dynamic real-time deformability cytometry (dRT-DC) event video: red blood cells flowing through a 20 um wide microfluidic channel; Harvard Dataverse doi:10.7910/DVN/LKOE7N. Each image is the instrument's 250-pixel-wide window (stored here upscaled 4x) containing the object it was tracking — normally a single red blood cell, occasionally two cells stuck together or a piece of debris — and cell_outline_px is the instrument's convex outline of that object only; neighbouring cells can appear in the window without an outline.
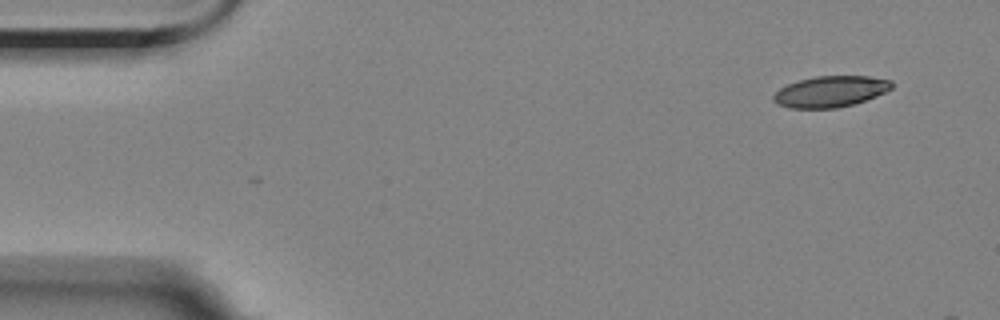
{"species": "Egyptian fruit bat (a non-hibernating species)", "species_latin": "Rousettus aegyptiacus", "temperature_condition": "room temperature", "stored_images_in_passage": 2, "camera_frame_rate_fps": 3000, "um_per_image_px": 0.085, "animal": {"sex": "female"}, "frame": {"image": 1, "passage_image": 2, "time_ms": 0.333, "image_size_px": [1000, 320], "cell_outline_px": [[892, 88], [876, 96], [852, 104], [836, 108], [788, 108], [776, 104], [772, 100], [772, 96], [780, 88], [788, 84], [800, 80], [816, 76], [868, 76], [892, 80]], "centroid_in_image_um": [70.56, 7.78], "position_along_channel_um": 14.4, "area_um2": 21.33}}